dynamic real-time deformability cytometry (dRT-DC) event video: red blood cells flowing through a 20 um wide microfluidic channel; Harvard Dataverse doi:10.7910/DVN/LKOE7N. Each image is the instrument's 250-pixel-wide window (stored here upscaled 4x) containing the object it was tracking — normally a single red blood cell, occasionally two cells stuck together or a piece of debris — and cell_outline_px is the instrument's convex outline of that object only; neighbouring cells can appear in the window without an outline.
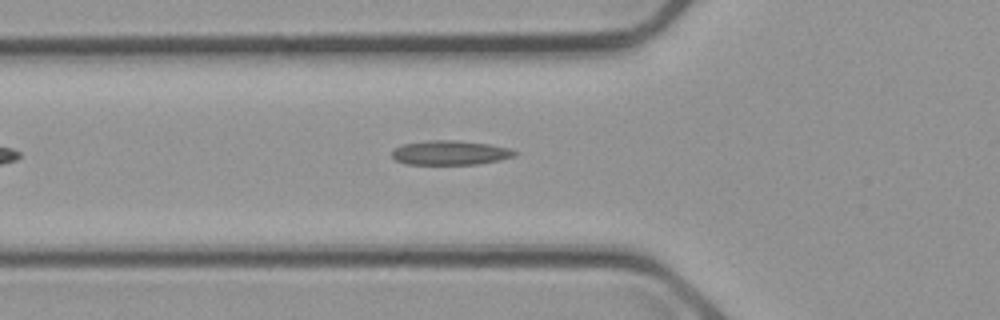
{"species": "common noctule bat (a hibernating species)", "species_latin": "Nyctalus noctula", "temperature_condition": "cold", "stored_images_in_passage": 38, "camera_frame_rate_fps": 3000, "um_per_image_px": 0.085, "animal": {"sex": "male", "body_mass_g": 23.1, "forearm_length_mm": 52.7}, "frame": {"image": 1, "passage_image": 2, "time_ms": 0.333, "image_size_px": [1000, 320], "cell_outline_px": [[516, 156], [476, 164], [408, 164], [396, 160], [392, 156], [392, 152], [396, 148], [404, 144], [428, 140], [456, 140], [488, 144], [508, 148], [516, 152]], "centroid_in_image_um": [38.25, 12.98], "position_along_channel_um": 87.6, "area_um2": 17.11}}
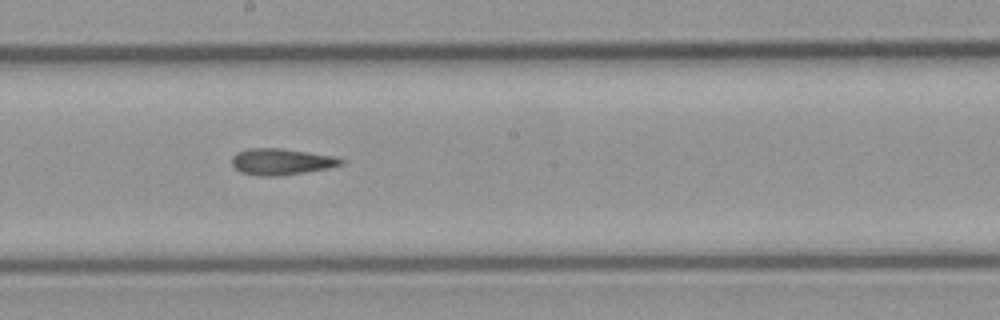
{"frame": {"image": 2, "passage_image": 13, "time_ms": 4.0, "image_size_px": [1000, 320], "cell_outline_px": [[344, 164], [328, 168], [280, 176], [260, 176], [240, 172], [232, 164], [232, 156], [236, 152], [248, 148], [280, 148], [336, 156], [344, 160]], "centroid_in_image_um": [23.91, 13.74], "position_along_channel_um": 224.3, "area_um2": 16.82}}
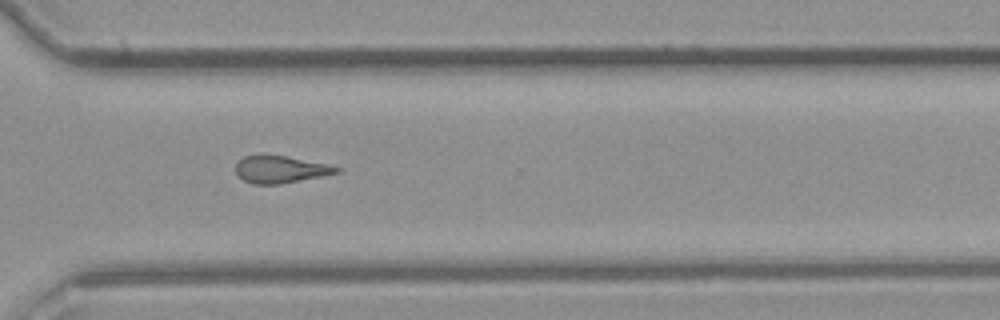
{"frame": {"image": 3, "passage_image": 23, "time_ms": 7.333, "image_size_px": [1000, 320], "cell_outline_px": [[344, 168], [340, 172], [324, 176], [280, 184], [252, 184], [244, 180], [236, 172], [236, 164], [244, 156], [260, 152], [264, 152]], "centroid_in_image_um": [23.81, 14.37], "position_along_channel_um": 346.8, "area_um2": 16.24}}